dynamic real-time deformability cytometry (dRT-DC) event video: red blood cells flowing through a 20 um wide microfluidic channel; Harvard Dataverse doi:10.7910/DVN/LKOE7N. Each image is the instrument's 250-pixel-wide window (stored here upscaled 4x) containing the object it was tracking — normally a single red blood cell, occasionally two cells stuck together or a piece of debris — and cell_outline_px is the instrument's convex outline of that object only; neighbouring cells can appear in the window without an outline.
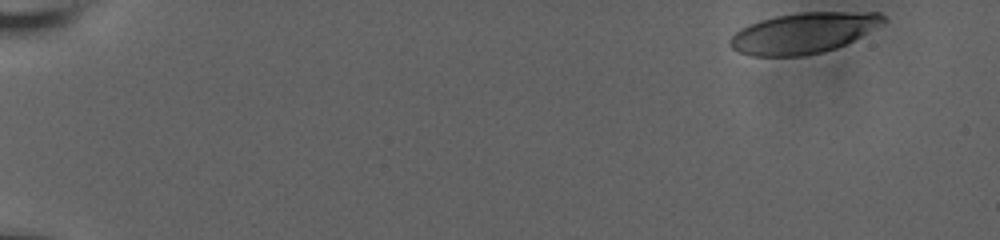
{"species": "human", "species_latin": "Homo sapiens", "temperature_condition": "room temperature", "stored_images_in_passage": 44, "camera_frame_rate_fps": 3000, "um_per_image_px": 0.085, "donor": {"sex": "male"}, "frame": {"image": 1, "passage_image": 1, "time_ms": 0.0, "image_size_px": [1000, 240], "cell_outline_px": [[888, 20], [884, 24], [836, 48], [804, 56], [752, 56], [740, 52], [732, 48], [728, 44], [728, 40], [740, 28], [748, 24], [760, 20], [776, 16], [796, 12], [880, 12]], "centroid_in_image_um": [68.29, 2.79], "position_along_channel_um": 16.7, "area_um2": 36.41}}
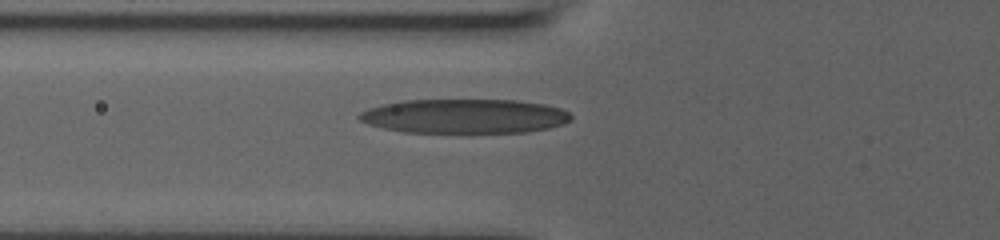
{"frame": {"image": 2, "passage_image": 29, "time_ms": 6.333, "image_size_px": [1000, 240], "cell_outline_px": [[572, 120], [564, 124], [548, 128], [524, 132], [404, 132], [380, 128], [368, 124], [360, 120], [356, 116], [360, 112], [368, 108], [384, 104], [404, 100], [516, 100], [544, 104], [560, 108], [568, 112], [572, 116]], "centroid_in_image_um": [39.47, 9.87], "position_along_channel_um": 86.3, "area_um2": 42.43}}
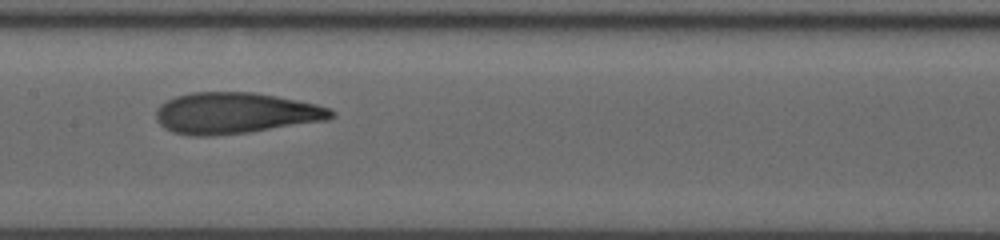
{"frame": {"image": 3, "passage_image": 43, "time_ms": 9.0, "image_size_px": [1000, 240], "cell_outline_px": [[336, 116], [328, 120], [248, 132], [212, 136], [192, 136], [172, 132], [164, 128], [156, 120], [156, 108], [160, 104], [176, 96], [192, 92], [252, 92], [276, 96], [316, 104], [328, 108], [336, 112]], "centroid_in_image_um": [19.99, 9.62], "position_along_channel_um": 187.4, "area_um2": 42.08}}